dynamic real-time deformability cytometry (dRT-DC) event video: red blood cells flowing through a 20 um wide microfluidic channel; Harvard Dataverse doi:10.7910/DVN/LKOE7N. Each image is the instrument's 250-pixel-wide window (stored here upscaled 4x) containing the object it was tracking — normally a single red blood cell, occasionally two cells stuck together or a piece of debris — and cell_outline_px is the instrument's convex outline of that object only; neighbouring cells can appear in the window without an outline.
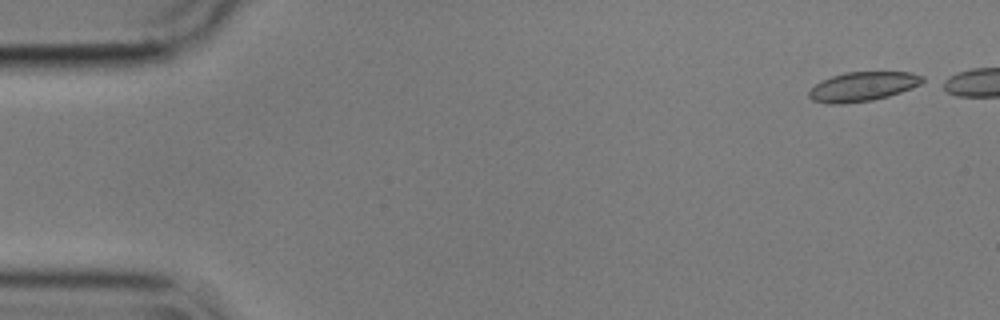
{"species": "common noctule bat (a hibernating species)", "species_latin": "Nyctalus noctula", "temperature_condition": "cold", "stored_images_in_passage": 11, "camera_frame_rate_fps": 3000, "um_per_image_px": 0.085, "animal": {"sex": "male", "body_mass_g": 17.9}, "frame": {"image": 1, "passage_image": 1, "time_ms": 0.0, "image_size_px": [1000, 320], "cell_outline_px": [[928, 80], [912, 88], [888, 96], [872, 100], [844, 104], [828, 104], [812, 100], [808, 96], [808, 92], [816, 84], [832, 76], [844, 72], [908, 72], [924, 76]], "centroid_in_image_um": [73.35, 7.36], "position_along_channel_um": 11.6, "area_um2": 19.42}}